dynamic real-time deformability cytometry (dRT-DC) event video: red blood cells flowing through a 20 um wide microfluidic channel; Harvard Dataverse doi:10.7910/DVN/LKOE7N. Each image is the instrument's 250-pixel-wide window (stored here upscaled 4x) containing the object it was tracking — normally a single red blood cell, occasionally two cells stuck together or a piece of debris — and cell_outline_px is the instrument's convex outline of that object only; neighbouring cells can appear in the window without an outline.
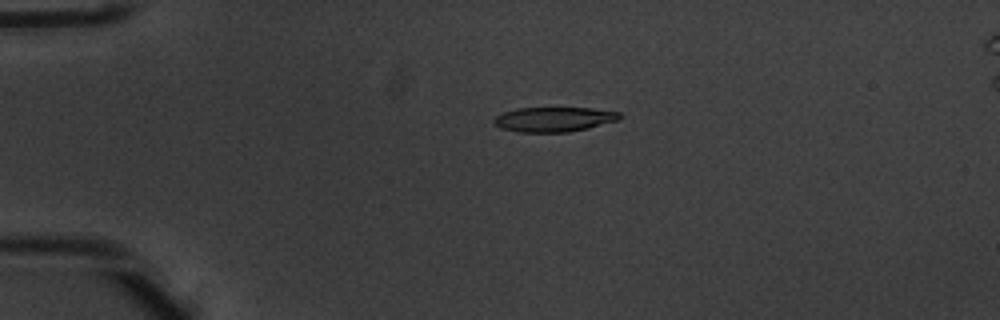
{"species": "common noctule bat (a hibernating species)", "species_latin": "Nyctalus noctula", "temperature_condition": "warm", "stored_images_in_passage": 52, "camera_frame_rate_fps": 3000, "um_per_image_px": 0.085, "animal": {"sex": "male", "body_mass_g": 20.1, "forearm_length_mm": 53.5}, "frame": {"image": 1, "passage_image": 13, "time_ms": 4.0, "image_size_px": [1000, 320], "cell_outline_px": [[624, 116], [616, 120], [588, 128], [568, 132], [516, 132], [500, 128], [492, 120], [496, 116], [504, 112], [516, 108], [592, 108], [620, 112]], "centroid_in_image_um": [47.07, 10.14], "position_along_channel_um": 37.9, "area_um2": 18.09}}
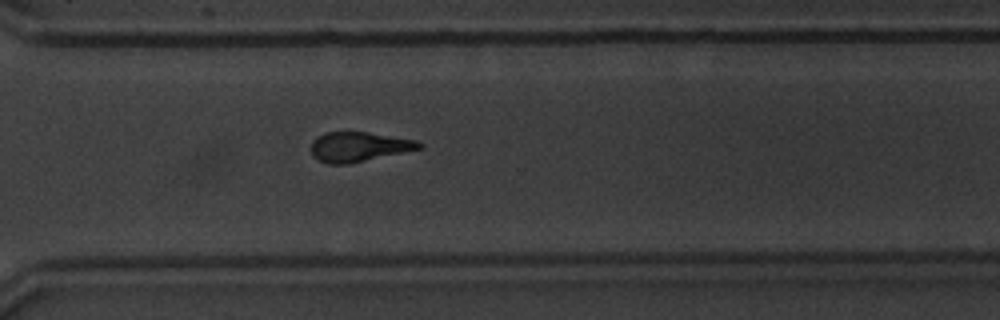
{"frame": {"image": 2, "passage_image": 39, "time_ms": 12.667, "image_size_px": [1000, 320], "cell_outline_px": [[424, 148], [348, 164], [328, 164], [312, 156], [312, 140], [316, 136], [324, 132], [368, 132], [416, 140], [424, 144]], "centroid_in_image_um": [30.51, 12.47], "position_along_channel_um": 340.1, "area_um2": 18.79}}
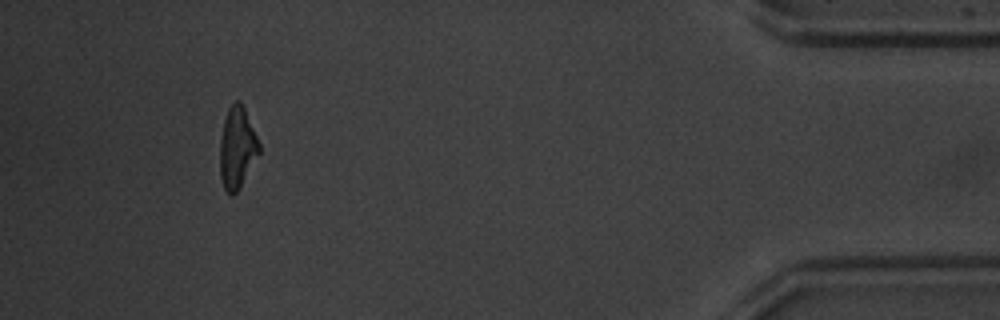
{"frame": {"image": 3, "passage_image": 49, "time_ms": 16.0, "image_size_px": [1000, 320], "cell_outline_px": [[260, 152], [240, 188], [232, 196], [224, 188], [220, 176], [220, 140], [224, 120], [228, 108], [236, 100], [240, 100], [244, 108], [260, 144]], "centroid_in_image_um": [20.15, 12.57], "position_along_channel_um": 415.0, "area_um2": 18.5}, "authors_computed_cell_mechanics": {"area_um2": 18.9295, "velocity_mm_per_s": 3.9769, "shape_relaxation_time_tau1_ms": 4.5562, "shape_relaxation_time_tau2_ms": 3.2573, "deformation_change_tau1": 0.199, "deformation_change_tau2": 0.1287}}